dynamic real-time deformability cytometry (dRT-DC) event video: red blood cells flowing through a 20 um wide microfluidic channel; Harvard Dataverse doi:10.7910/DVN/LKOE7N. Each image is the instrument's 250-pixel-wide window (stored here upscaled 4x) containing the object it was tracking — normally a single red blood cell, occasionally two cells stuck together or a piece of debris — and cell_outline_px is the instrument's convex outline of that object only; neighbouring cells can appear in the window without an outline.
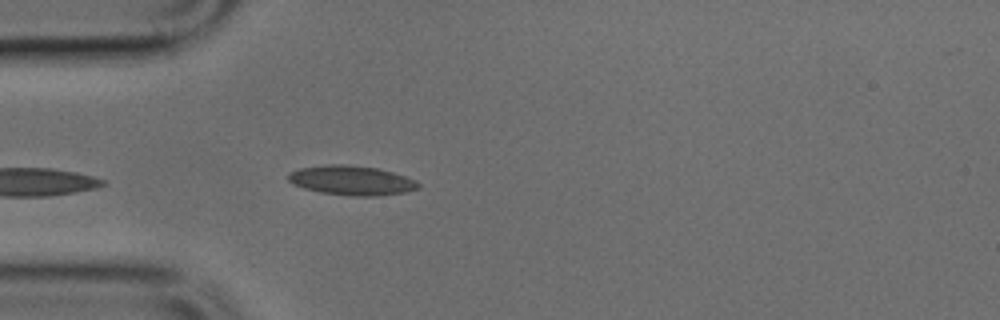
{"species": "common noctule bat (a hibernating species)", "species_latin": "Nyctalus noctula", "temperature_condition": "cold", "stored_images_in_passage": 4, "camera_frame_rate_fps": 3000, "um_per_image_px": 0.085, "animal": {"sex": "male", "body_mass_g": 17.9, "forearm_length_mm": 54.2}, "frame": {"image": 1, "passage_image": 4, "time_ms": 1.0, "image_size_px": [1000, 320], "cell_outline_px": [[420, 188], [404, 192], [376, 196], [352, 196], [320, 192], [304, 188], [292, 184], [288, 180], [288, 172], [300, 168], [328, 164], [344, 164], [376, 168], [392, 172], [416, 180], [420, 184]], "centroid_in_image_um": [29.86, 15.33], "position_along_channel_um": 55.1, "area_um2": 22.31}}